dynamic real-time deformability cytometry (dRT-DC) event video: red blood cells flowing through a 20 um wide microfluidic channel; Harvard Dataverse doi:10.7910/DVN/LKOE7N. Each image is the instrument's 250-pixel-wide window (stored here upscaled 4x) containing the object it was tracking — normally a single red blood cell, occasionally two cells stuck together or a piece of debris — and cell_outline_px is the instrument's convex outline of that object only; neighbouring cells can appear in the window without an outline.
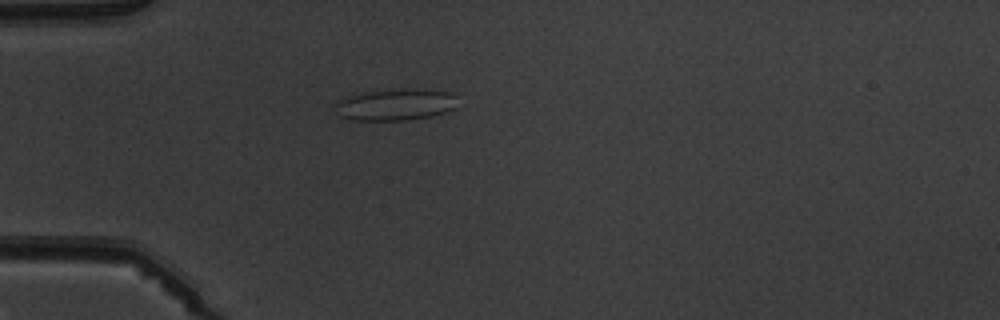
{"species": "common noctule bat (a hibernating species)", "species_latin": "Nyctalus noctula", "temperature_condition": "warm", "stored_images_in_passage": 4, "camera_frame_rate_fps": 3000, "um_per_image_px": 0.085, "animal": {"sex": "male", "body_mass_g": 19.5, "forearm_length_mm": 54.6}, "frame": {"image": 1, "passage_image": 4, "time_ms": 3.667, "image_size_px": [1000, 320], "cell_outline_px": [[456, 108], [432, 116], [408, 120], [348, 120], [340, 116], [332, 104], [348, 96], [368, 92], [416, 88], [452, 92], [456, 96]], "centroid_in_image_um": [33.63, 8.9], "position_along_channel_um": 51.4, "area_um2": 22.6}}